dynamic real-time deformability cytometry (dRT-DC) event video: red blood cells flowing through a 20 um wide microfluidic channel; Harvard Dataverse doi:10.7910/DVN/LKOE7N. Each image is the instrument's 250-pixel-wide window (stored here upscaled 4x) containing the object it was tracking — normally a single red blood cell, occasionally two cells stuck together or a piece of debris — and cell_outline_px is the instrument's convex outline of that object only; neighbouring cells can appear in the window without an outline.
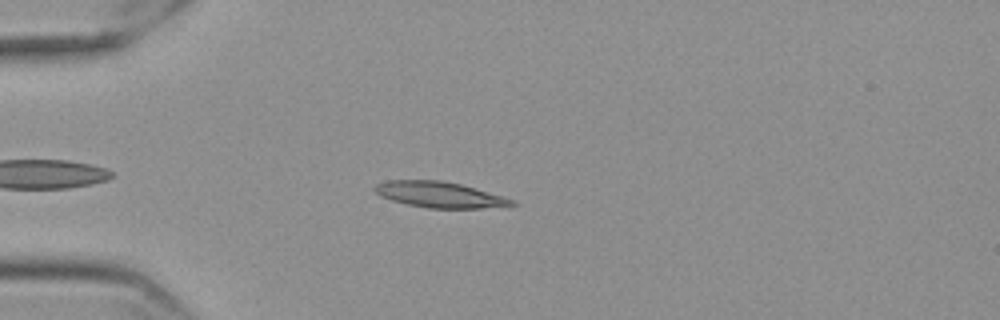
{"species": "Egyptian fruit bat (a non-hibernating species)", "species_latin": "Rousettus aegyptiacus", "temperature_condition": "cold", "stored_images_in_passage": 49, "camera_frame_rate_fps": 3000, "um_per_image_px": 0.085, "frame": {"image": 1, "passage_image": 7, "time_ms": 2.0, "image_size_px": [1000, 320], "cell_outline_px": [[520, 204], [480, 208], [428, 208], [408, 204], [392, 200], [380, 196], [372, 188], [376, 184], [384, 180], [440, 180], [460, 184], [476, 188], [516, 200]], "centroid_in_image_um": [37.36, 16.54], "position_along_channel_um": 47.6, "area_um2": 20.63}}
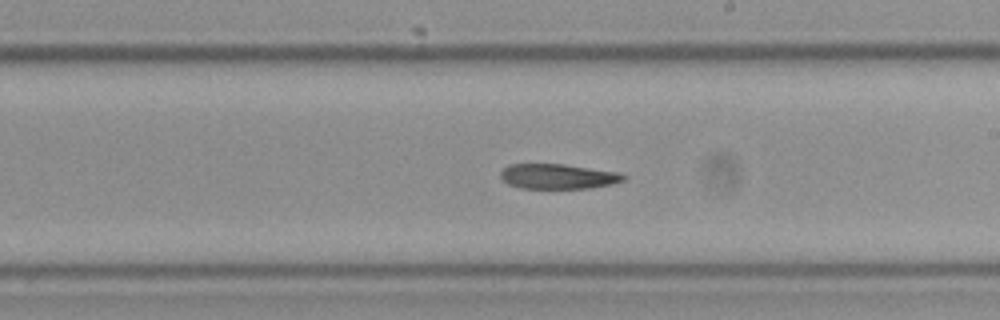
{"frame": {"image": 2, "passage_image": 25, "time_ms": 8.0, "image_size_px": [1000, 320], "cell_outline_px": [[628, 176], [624, 180], [612, 184], [592, 188], [520, 188], [508, 184], [500, 176], [500, 172], [508, 164], [564, 164], [620, 172]], "centroid_in_image_um": [47.46, 14.99], "position_along_channel_um": 241.5, "area_um2": 18.03}}
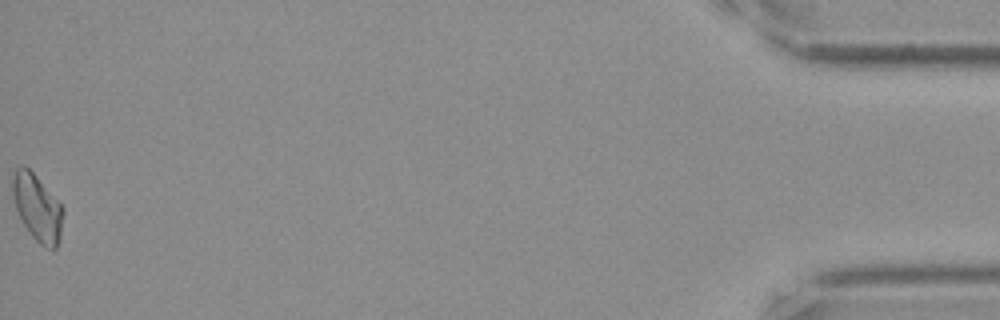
{"frame": {"image": 3, "passage_image": 49, "time_ms": 16.0, "image_size_px": [1000, 320], "cell_outline_px": [[64, 212], [60, 240], [56, 248], [52, 252], [44, 248], [32, 236], [24, 224], [16, 208], [12, 192], [12, 180], [16, 168], [24, 164], [36, 176], [64, 208]], "centroid_in_image_um": [3.2, 17.7], "position_along_channel_um": 432.0, "area_um2": 19.59}}